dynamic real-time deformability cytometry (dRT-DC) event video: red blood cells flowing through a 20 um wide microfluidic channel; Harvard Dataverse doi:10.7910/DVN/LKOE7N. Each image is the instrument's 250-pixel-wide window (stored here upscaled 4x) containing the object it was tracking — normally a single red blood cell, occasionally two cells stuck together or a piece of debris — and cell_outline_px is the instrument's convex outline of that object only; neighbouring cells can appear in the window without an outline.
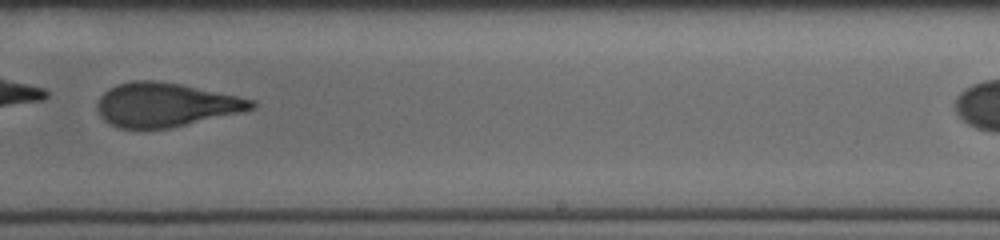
{"species": "human", "species_latin": "Homo sapiens", "temperature_condition": "cold", "stored_images_in_passage": 36, "camera_frame_rate_fps": 3000, "um_per_image_px": 0.085, "donor": {"sex": "male"}, "frame": {"image": 1, "passage_image": 26, "time_ms": 8.333, "image_size_px": [1000, 240], "cell_outline_px": [[256, 108], [244, 112], [172, 128], [120, 128], [104, 120], [100, 116], [96, 108], [96, 104], [100, 96], [108, 88], [116, 84], [132, 80], [152, 80], [180, 84], [256, 100]], "centroid_in_image_um": [14.08, 8.91], "position_along_channel_um": 274.9, "area_um2": 39.71}}